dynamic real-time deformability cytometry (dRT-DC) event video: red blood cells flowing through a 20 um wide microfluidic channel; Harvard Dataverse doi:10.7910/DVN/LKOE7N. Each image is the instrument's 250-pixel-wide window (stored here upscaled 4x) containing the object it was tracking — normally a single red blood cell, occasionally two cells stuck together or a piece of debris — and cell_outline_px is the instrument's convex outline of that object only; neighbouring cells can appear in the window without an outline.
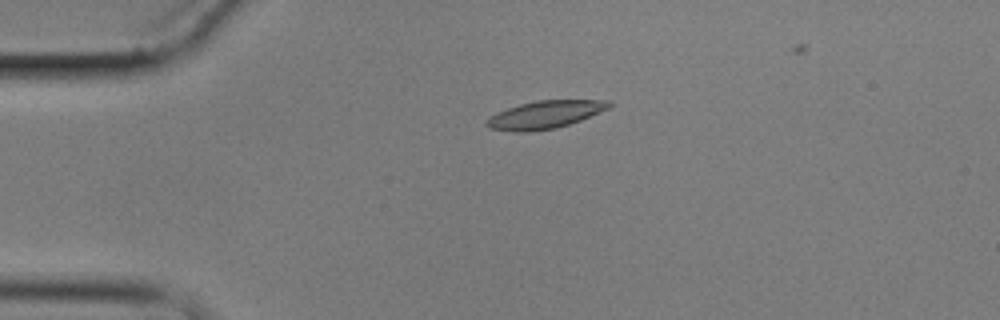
{"species": "common noctule bat (a hibernating species)", "species_latin": "Nyctalus noctula", "temperature_condition": "cold", "stored_images_in_passage": 6, "camera_frame_rate_fps": 3000, "um_per_image_px": 0.085, "animal": {"sex": "male", "body_mass_g": 17.9}, "frame": {"image": 1, "passage_image": 4, "time_ms": 3.667, "image_size_px": [1000, 320], "cell_outline_px": [[612, 104], [608, 108], [580, 120], [556, 128], [528, 132], [512, 132], [488, 128], [484, 124], [492, 116], [508, 108], [520, 104], [536, 100], [608, 100]], "centroid_in_image_um": [46.3, 9.75], "position_along_channel_um": 38.7, "area_um2": 19.54}}